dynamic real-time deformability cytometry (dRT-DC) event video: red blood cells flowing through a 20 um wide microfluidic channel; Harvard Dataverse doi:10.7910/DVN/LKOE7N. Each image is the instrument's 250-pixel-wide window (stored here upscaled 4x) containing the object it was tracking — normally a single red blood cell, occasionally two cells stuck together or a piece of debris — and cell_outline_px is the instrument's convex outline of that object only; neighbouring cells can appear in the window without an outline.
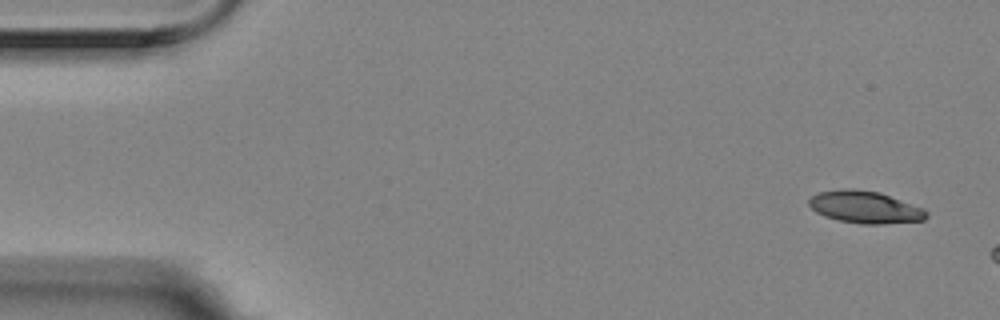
{"species": "Egyptian fruit bat (a non-hibernating species)", "species_latin": "Rousettus aegyptiacus", "temperature_condition": "room temperature", "stored_images_in_passage": 3, "camera_frame_rate_fps": 3000, "um_per_image_px": 0.085, "animal": {"sex": "female"}, "frame": {"image": 1, "passage_image": 1, "time_ms": 0.0, "image_size_px": [1000, 320], "cell_outline_px": [[928, 216], [924, 220], [884, 224], [860, 224], [840, 220], [824, 216], [816, 212], [808, 204], [808, 200], [816, 192], [844, 188], [852, 188], [880, 192], [924, 208], [928, 212]], "centroid_in_image_um": [73.53, 17.6], "position_along_channel_um": 11.5, "area_um2": 22.25}}